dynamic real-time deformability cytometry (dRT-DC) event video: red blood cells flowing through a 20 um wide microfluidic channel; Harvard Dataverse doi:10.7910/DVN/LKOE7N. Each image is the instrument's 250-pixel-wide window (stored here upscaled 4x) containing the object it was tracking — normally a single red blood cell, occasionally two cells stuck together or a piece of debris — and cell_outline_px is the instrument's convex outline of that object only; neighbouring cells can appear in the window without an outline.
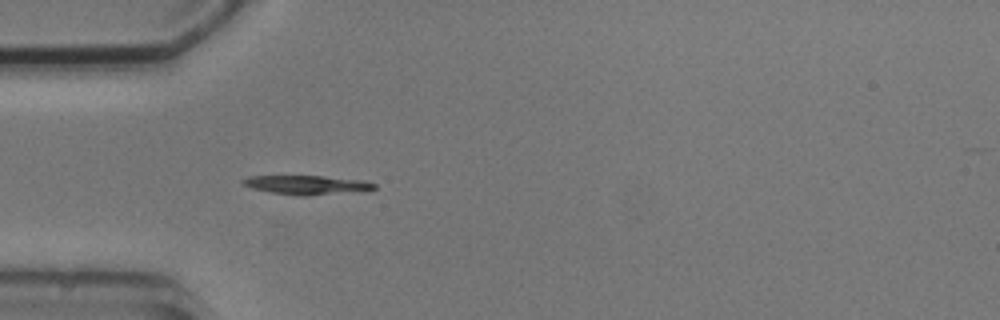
{"species": "common noctule bat (a hibernating species)", "species_latin": "Nyctalus noctula", "temperature_condition": "cold", "stored_images_in_passage": 3, "camera_frame_rate_fps": 3000, "um_per_image_px": 0.085, "animal": {"sex": "male", "body_mass_g": 20.5, "forearm_length_mm": 52.5}, "frame": {"image": 1, "passage_image": 3, "time_ms": 2.333, "image_size_px": [1000, 320], "cell_outline_px": [[376, 188], [304, 196], [300, 196], [272, 192], [252, 188], [244, 184], [240, 180], [248, 176], [324, 176], [364, 180], [376, 184]], "centroid_in_image_um": [26.01, 15.69], "position_along_channel_um": 59.0, "area_um2": 14.1}}